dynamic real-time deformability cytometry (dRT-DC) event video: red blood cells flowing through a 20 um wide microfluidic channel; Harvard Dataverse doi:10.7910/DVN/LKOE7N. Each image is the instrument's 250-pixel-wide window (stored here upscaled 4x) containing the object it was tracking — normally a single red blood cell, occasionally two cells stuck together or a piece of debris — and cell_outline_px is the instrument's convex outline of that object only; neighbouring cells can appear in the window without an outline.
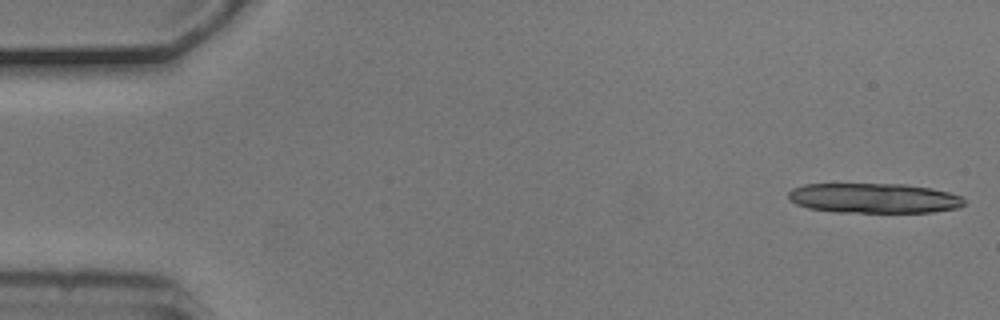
{"species": "common noctule bat (a hibernating species)", "species_latin": "Nyctalus noctula", "temperature_condition": "cold", "stored_images_in_passage": 5, "camera_frame_rate_fps": 3000, "um_per_image_px": 0.085, "animal": {"sex": "male", "body_mass_g": 20.5, "forearm_length_mm": 52.5}, "frame": {"image": 1, "passage_image": 1, "time_ms": 0.0, "image_size_px": [1000, 320], "cell_outline_px": [[964, 204], [960, 208], [932, 212], [836, 212], [808, 208], [796, 204], [788, 200], [788, 192], [792, 188], [804, 184], [904, 184], [932, 188], [964, 196]], "centroid_in_image_um": [74.29, 16.84], "position_along_channel_um": 10.7, "area_um2": 30.92}}